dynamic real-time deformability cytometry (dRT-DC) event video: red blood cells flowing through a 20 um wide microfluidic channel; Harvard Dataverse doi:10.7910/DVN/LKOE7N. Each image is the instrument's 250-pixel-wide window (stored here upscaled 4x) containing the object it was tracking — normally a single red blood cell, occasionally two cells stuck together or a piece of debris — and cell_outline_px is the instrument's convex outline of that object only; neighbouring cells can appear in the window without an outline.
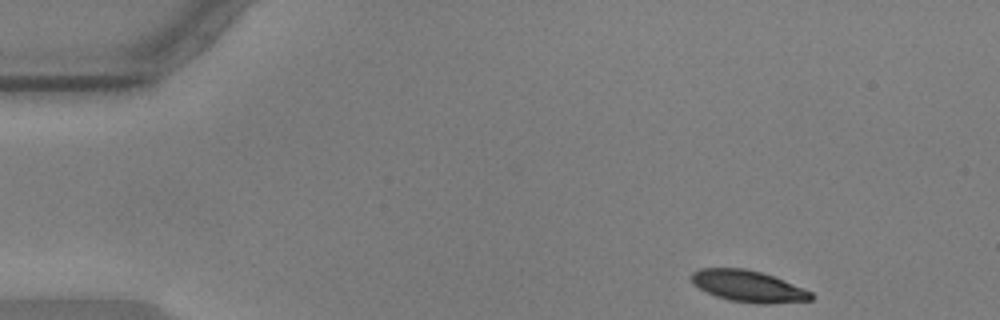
{"species": "common noctule bat (a hibernating species)", "species_latin": "Nyctalus noctula", "temperature_condition": "warm", "stored_images_in_passage": 51, "camera_frame_rate_fps": 3000, "um_per_image_px": 0.085, "animal": {"sex": "male", "body_mass_g": 17.9, "forearm_length_mm": 54.2}, "frame": {"image": 1, "passage_image": 1, "time_ms": 0.0, "image_size_px": [1000, 320], "cell_outline_px": [[816, 296], [812, 300], [768, 304], [756, 304], [728, 300], [716, 296], [692, 284], [692, 272], [700, 268], [744, 268], [760, 272], [784, 280], [812, 292]], "centroid_in_image_um": [63.62, 24.34], "position_along_channel_um": 21.4, "area_um2": 21.96}}
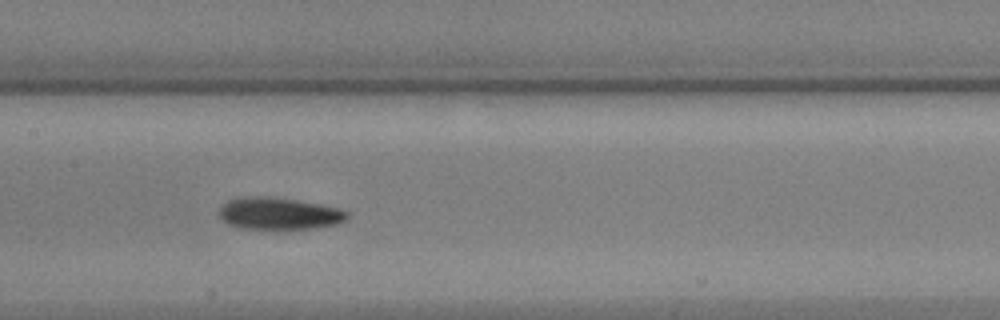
{"frame": {"image": 2, "passage_image": 22, "time_ms": 7.0, "image_size_px": [1000, 320], "cell_outline_px": [[348, 216], [344, 220], [336, 224], [316, 228], [276, 232], [240, 228], [228, 224], [220, 220], [216, 212], [220, 204], [236, 196], [272, 196], [320, 204], [340, 208], [348, 212]], "centroid_in_image_um": [23.6, 18.18], "position_along_channel_um": 183.8, "area_um2": 25.37}}
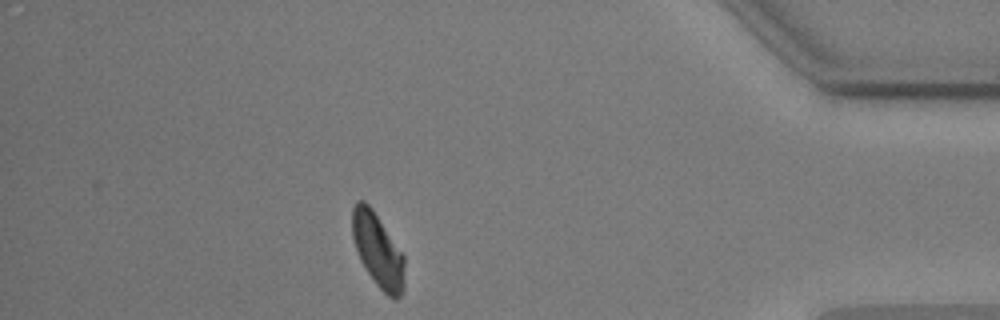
{"frame": {"image": 3, "passage_image": 44, "time_ms": 14.333, "image_size_px": [1000, 320], "cell_outline_px": [[404, 288], [400, 296], [396, 300], [392, 300], [376, 284], [360, 260], [356, 252], [352, 236], [352, 208], [356, 200], [364, 200], [372, 208], [404, 256]], "centroid_in_image_um": [32.1, 21.27], "position_along_channel_um": 403.1, "area_um2": 22.48}, "authors_computed_cell_mechanics": {"area_um2": 23.3512, "velocity_mm_per_s": 3.5523, "shape_relaxation_time_tau1_ms": 2.8957, "shape_relaxation_time_tau2_ms": null, "deformation_change_tau1": 0.1295, "deformation_change_tau2": null}}